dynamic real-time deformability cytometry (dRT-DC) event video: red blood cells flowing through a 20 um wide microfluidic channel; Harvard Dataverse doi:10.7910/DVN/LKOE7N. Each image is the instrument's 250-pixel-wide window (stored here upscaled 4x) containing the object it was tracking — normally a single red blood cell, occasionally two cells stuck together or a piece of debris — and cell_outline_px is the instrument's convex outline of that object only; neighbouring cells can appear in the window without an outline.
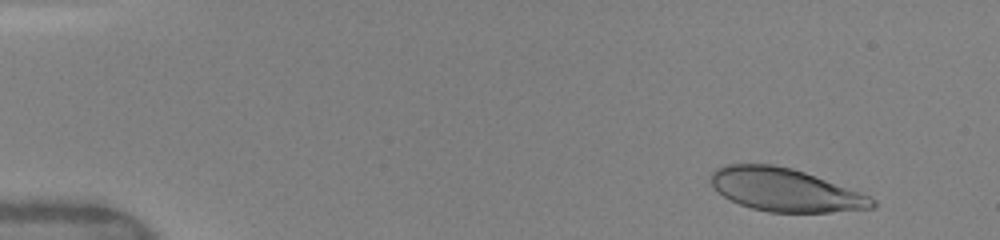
{"species": "human", "species_latin": "Homo sapiens", "temperature_condition": "warm", "stored_images_in_passage": 11, "camera_frame_rate_fps": 3000, "um_per_image_px": 0.085, "donor": {"sex": "female"}, "frame": {"image": 1, "passage_image": 2, "time_ms": 0.667, "image_size_px": [1000, 240], "cell_outline_px": [[876, 208], [832, 212], [768, 212], [752, 208], [740, 204], [724, 196], [708, 180], [712, 172], [716, 168], [728, 164], [772, 164], [792, 168], [804, 172], [868, 196], [876, 200]], "centroid_in_image_um": [66.72, 16.14], "position_along_channel_um": 18.3, "area_um2": 40.0}}
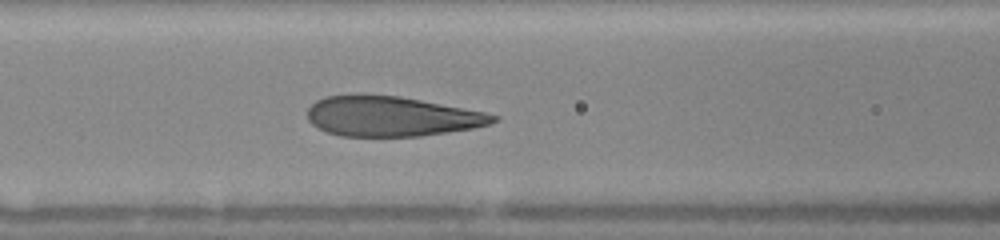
{"frame": {"image": 2, "passage_image": 11, "time_ms": 6.333, "image_size_px": [1000, 240], "cell_outline_px": [[500, 120], [488, 124], [472, 128], [448, 132], [420, 136], [340, 136], [328, 132], [312, 124], [308, 120], [308, 108], [316, 100], [324, 96], [356, 92], [364, 92], [400, 96], [484, 112], [500, 116]], "centroid_in_image_um": [33.22, 9.85], "position_along_channel_um": 133.4, "area_um2": 43.87}}